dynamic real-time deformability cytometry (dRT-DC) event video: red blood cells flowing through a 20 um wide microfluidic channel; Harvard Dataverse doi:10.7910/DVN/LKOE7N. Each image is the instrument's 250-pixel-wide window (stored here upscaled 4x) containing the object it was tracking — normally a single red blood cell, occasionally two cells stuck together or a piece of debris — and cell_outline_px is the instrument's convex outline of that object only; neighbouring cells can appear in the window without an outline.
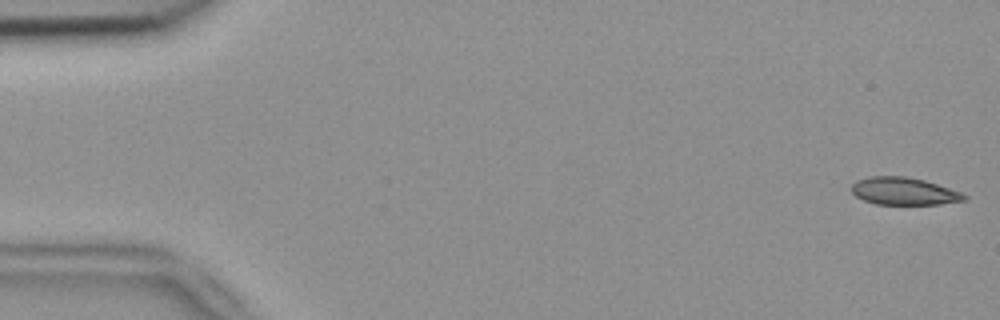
{"species": "common noctule bat (a hibernating species)", "species_latin": "Nyctalus noctula", "temperature_condition": "room temperature", "stored_images_in_passage": 53, "camera_frame_rate_fps": 3000, "um_per_image_px": 0.085, "animal": {"sex": "female", "body_mass_g": 18.4}, "frame": {"image": 1, "passage_image": 1, "time_ms": 0.0, "image_size_px": [1000, 320], "cell_outline_px": [[968, 196], [964, 200], [940, 204], [876, 204], [864, 200], [856, 196], [852, 192], [852, 184], [856, 180], [868, 176], [904, 176], [924, 180], [960, 192]], "centroid_in_image_um": [76.79, 16.24], "position_along_channel_um": 8.2, "area_um2": 17.86}}
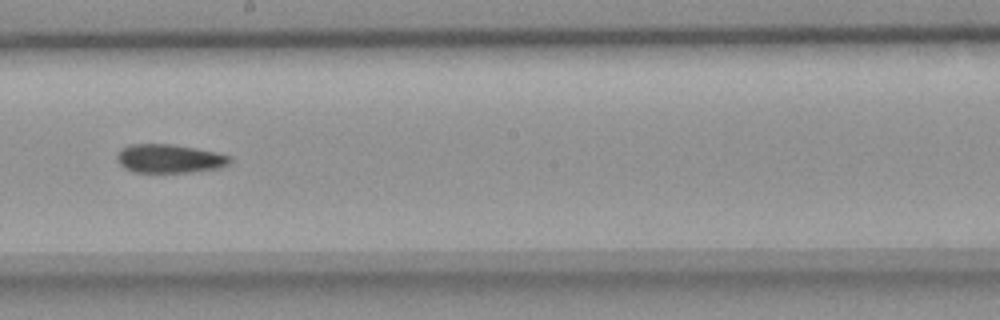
{"frame": {"image": 2, "passage_image": 30, "time_ms": 9.667, "image_size_px": [1000, 320], "cell_outline_px": [[232, 160], [228, 164], [220, 168], [192, 172], [132, 172], [124, 168], [116, 160], [116, 156], [120, 148], [128, 144], [172, 144], [196, 148], [216, 152], [232, 156]], "centroid_in_image_um": [14.39, 13.48], "position_along_channel_um": 233.8, "area_um2": 19.13}}
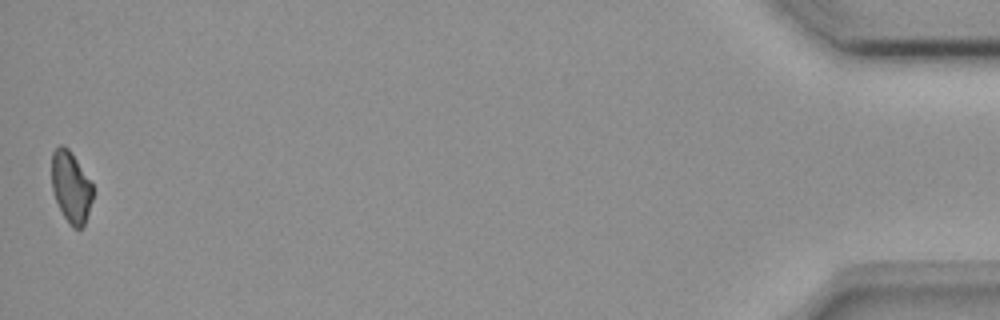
{"frame": {"image": 3, "passage_image": 53, "time_ms": 17.333, "image_size_px": [1000, 320], "cell_outline_px": [[92, 200], [84, 224], [80, 228], [72, 228], [64, 216], [52, 192], [52, 152], [60, 144], [64, 144], [68, 148], [92, 184]], "centroid_in_image_um": [6.01, 15.88], "position_along_channel_um": 429.2, "area_um2": 16.76}}